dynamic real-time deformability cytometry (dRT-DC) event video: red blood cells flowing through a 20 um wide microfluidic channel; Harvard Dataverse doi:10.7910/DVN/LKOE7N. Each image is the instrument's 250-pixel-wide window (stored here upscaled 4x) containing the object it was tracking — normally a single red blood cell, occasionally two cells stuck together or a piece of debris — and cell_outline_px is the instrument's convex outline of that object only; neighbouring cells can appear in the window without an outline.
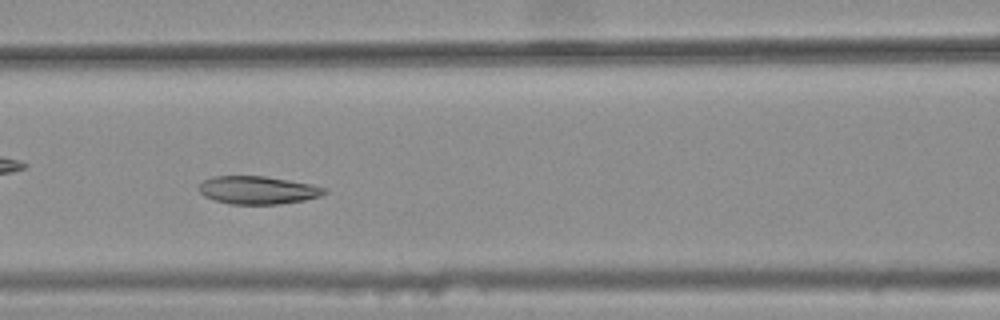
{"species": "common noctule bat (a hibernating species)", "species_latin": "Nyctalus noctula", "temperature_condition": "warm", "stored_images_in_passage": 36, "camera_frame_rate_fps": 3000, "um_per_image_px": 0.085, "animal": {"sex": "female", "body_mass_g": 25.1}, "frame": {"image": 1, "passage_image": 14, "time_ms": 4.333, "image_size_px": [1000, 320], "cell_outline_px": [[328, 192], [320, 196], [304, 200], [280, 204], [228, 204], [204, 196], [200, 192], [200, 184], [204, 180], [212, 176], [264, 176], [308, 184], [328, 188]], "centroid_in_image_um": [21.92, 16.16], "position_along_channel_um": 144.7, "area_um2": 20.29}}
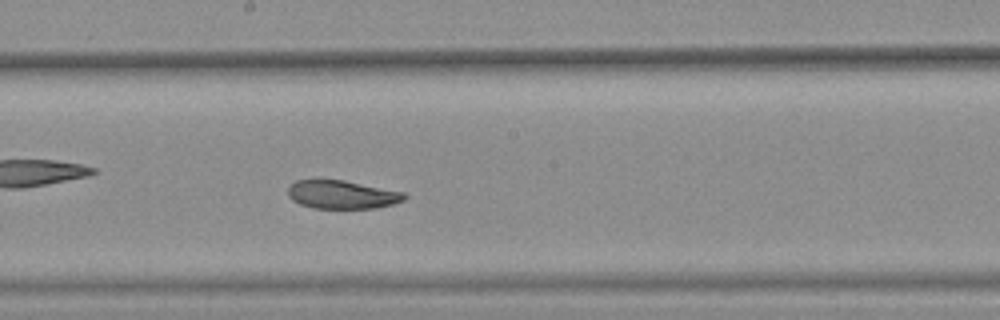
{"frame": {"image": 2, "passage_image": 20, "time_ms": 6.333, "image_size_px": [1000, 320], "cell_outline_px": [[408, 196], [404, 200], [392, 204], [376, 208], [312, 208], [300, 204], [292, 200], [288, 196], [288, 184], [296, 180], [344, 180], [404, 192]], "centroid_in_image_um": [29.05, 16.54], "position_along_channel_um": 219.1, "area_um2": 19.31}}
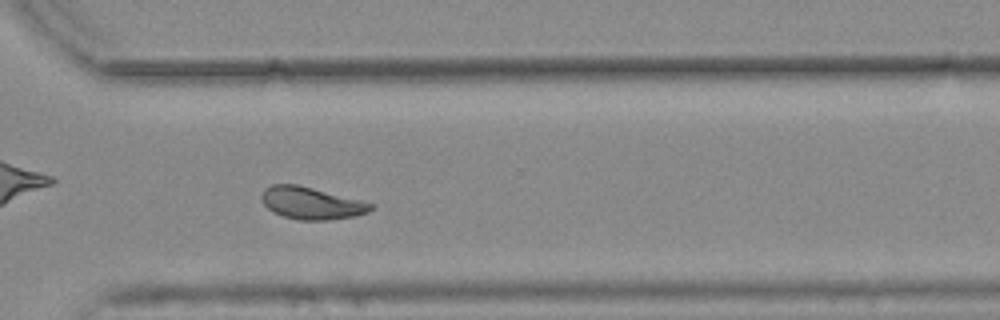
{"frame": {"image": 3, "passage_image": 30, "time_ms": 9.667, "image_size_px": [1000, 320], "cell_outline_px": [[376, 204], [368, 212], [356, 216], [328, 220], [296, 220], [272, 212], [264, 204], [260, 196], [264, 188], [272, 184], [296, 184]], "centroid_in_image_um": [26.44, 17.27], "position_along_channel_um": 344.2, "area_um2": 20.46}, "authors_computed_cell_mechanics": {"area_um2": 20.5768, "velocity_mm_per_s": 3.7355, "shape_relaxation_time_tau1_ms": null, "shape_relaxation_time_tau2_ms": 4.2068, "deformation_change_tau1": null, "deformation_change_tau2": 0.0819}}